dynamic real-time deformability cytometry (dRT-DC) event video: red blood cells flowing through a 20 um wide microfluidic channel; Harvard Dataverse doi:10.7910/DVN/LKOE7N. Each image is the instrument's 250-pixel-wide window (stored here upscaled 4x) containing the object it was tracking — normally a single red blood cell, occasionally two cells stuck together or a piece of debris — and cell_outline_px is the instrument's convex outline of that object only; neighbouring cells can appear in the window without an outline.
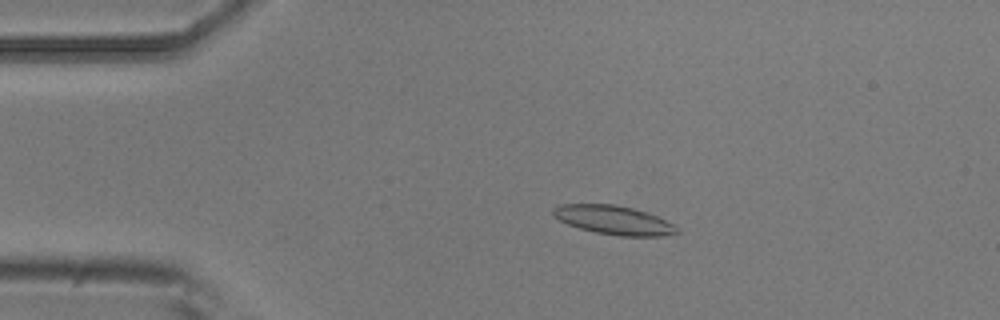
{"species": "common noctule bat (a hibernating species)", "species_latin": "Nyctalus noctula", "temperature_condition": "room temperature", "stored_images_in_passage": 53, "camera_frame_rate_fps": 3000, "um_per_image_px": 0.085, "animal": {"sex": "male", "body_mass_g": 20.5, "forearm_length_mm": 52.5}, "frame": {"image": 1, "passage_image": 10, "time_ms": 3.0, "image_size_px": [1000, 320], "cell_outline_px": [[680, 232], [660, 236], [620, 236], [596, 232], [580, 228], [568, 224], [552, 216], [552, 212], [560, 204], [612, 204], [632, 208], [656, 216], [680, 228]], "centroid_in_image_um": [52.16, 18.71], "position_along_channel_um": 32.8, "area_um2": 20.52}}
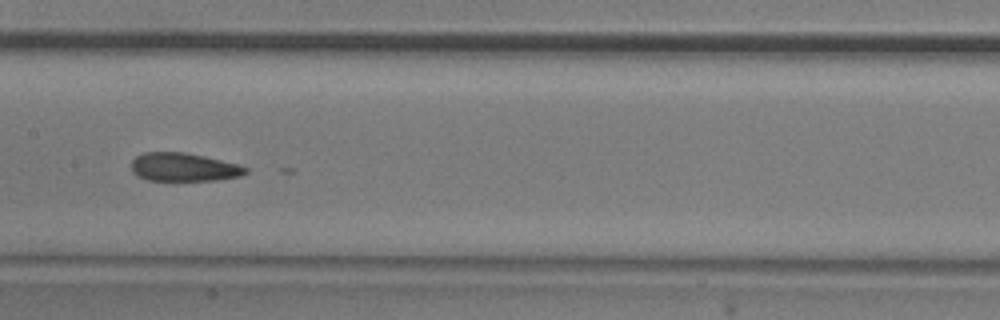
{"frame": {"image": 2, "passage_image": 26, "time_ms": 8.333, "image_size_px": [1000, 320], "cell_outline_px": [[248, 172], [240, 176], [216, 180], [148, 180], [136, 176], [132, 172], [132, 160], [136, 156], [144, 152], [184, 152], [204, 156], [236, 164], [248, 168]], "centroid_in_image_um": [15.58, 14.21], "position_along_channel_um": 191.8, "area_um2": 18.79}}
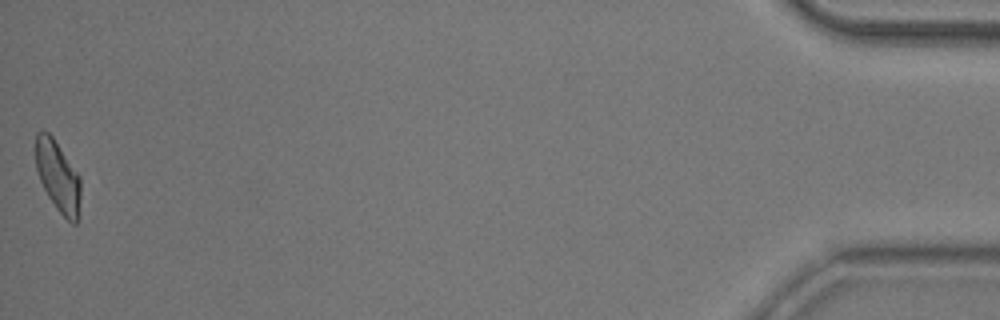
{"frame": {"image": 3, "passage_image": 53, "time_ms": 17.333, "image_size_px": [1000, 320], "cell_outline_px": [[80, 216], [76, 224], [72, 224], [56, 208], [48, 196], [40, 180], [36, 168], [36, 132], [48, 132], [52, 136], [80, 176]], "centroid_in_image_um": [4.95, 15.04], "position_along_channel_um": 430.3, "area_um2": 18.5}}